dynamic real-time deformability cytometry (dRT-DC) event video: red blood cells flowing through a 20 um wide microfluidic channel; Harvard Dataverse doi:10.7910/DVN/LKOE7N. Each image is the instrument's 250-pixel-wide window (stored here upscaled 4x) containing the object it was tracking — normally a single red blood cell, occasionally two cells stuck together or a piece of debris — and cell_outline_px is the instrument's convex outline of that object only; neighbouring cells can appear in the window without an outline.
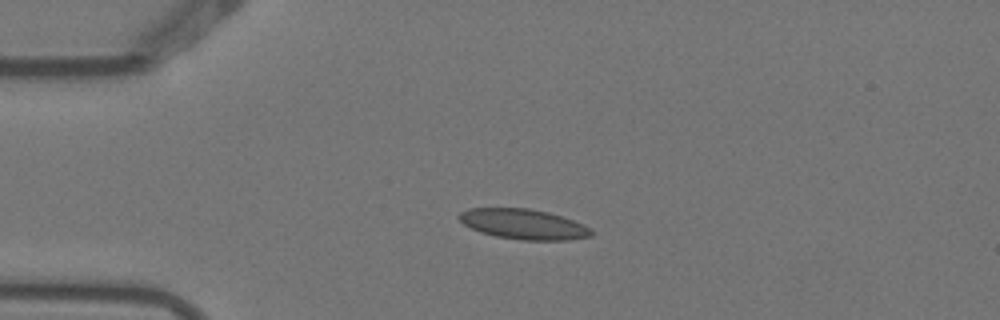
{"species": "Egyptian fruit bat (a non-hibernating species)", "species_latin": "Rousettus aegyptiacus", "temperature_condition": "warm", "stored_images_in_passage": 4, "camera_frame_rate_fps": 3000, "um_per_image_px": 0.085, "animal": {"sex": "female"}, "frame": {"image": 1, "passage_image": 3, "time_ms": 0.667, "image_size_px": [1000, 320], "cell_outline_px": [[592, 236], [568, 240], [520, 240], [496, 236], [480, 232], [464, 224], [456, 216], [460, 212], [468, 208], [528, 208], [548, 212], [584, 224], [592, 232]], "centroid_in_image_um": [44.47, 19.05], "position_along_channel_um": 40.5, "area_um2": 23.18}}